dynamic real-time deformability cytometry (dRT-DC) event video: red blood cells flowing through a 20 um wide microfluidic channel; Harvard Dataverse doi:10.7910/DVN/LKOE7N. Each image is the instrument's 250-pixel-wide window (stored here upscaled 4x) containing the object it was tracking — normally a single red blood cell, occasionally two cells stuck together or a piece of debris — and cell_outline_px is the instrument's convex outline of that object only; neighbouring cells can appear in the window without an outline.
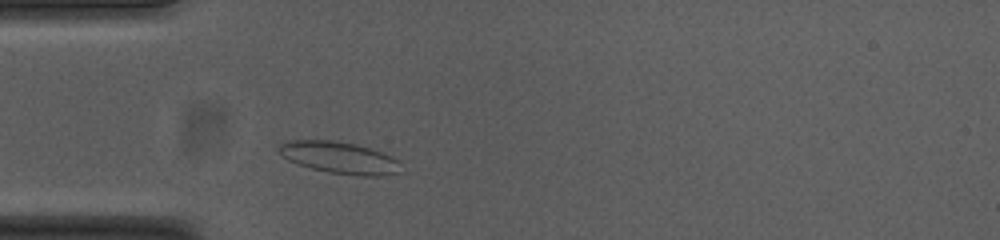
{"species": "common noctule bat (a hibernating species)", "species_latin": "Nyctalus noctula", "temperature_condition": "cold", "stored_images_in_passage": 34, "camera_frame_rate_fps": 3000, "um_per_image_px": 0.085, "animal": {"sex": "female", "body_mass_g": 23.0, "forearm_length_mm": 53.4}, "frame": {"image": 1, "passage_image": 5, "time_ms": 1.333, "image_size_px": [1000, 240], "cell_outline_px": [[400, 172], [384, 176], [356, 176], [328, 172], [312, 168], [288, 160], [276, 148], [284, 140], [332, 140], [356, 144], [392, 156], [400, 160]], "centroid_in_image_um": [28.87, 13.4], "position_along_channel_um": 56.1, "area_um2": 22.72}}
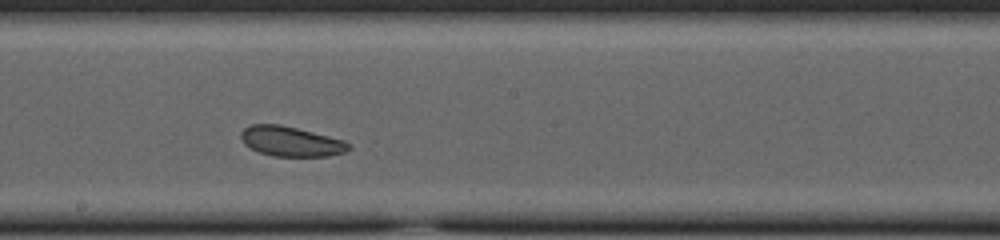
{"frame": {"image": 2, "passage_image": 19, "time_ms": 6.0, "image_size_px": [1000, 240], "cell_outline_px": [[352, 148], [344, 152], [328, 156], [272, 156], [260, 152], [244, 144], [240, 136], [240, 132], [244, 128], [252, 124], [280, 124], [344, 140]], "centroid_in_image_um": [24.71, 12.02], "position_along_channel_um": 223.5, "area_um2": 18.61}}
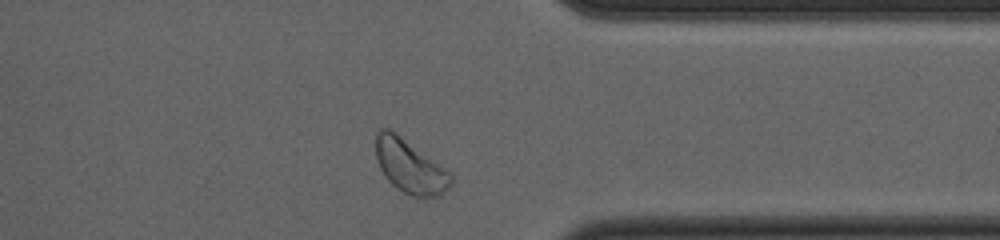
{"frame": {"image": 3, "passage_image": 32, "time_ms": 10.333, "image_size_px": [1000, 240], "cell_outline_px": [[452, 184], [444, 192], [436, 196], [424, 200], [412, 196], [396, 188], [388, 180], [380, 168], [376, 156], [376, 132], [384, 128], [392, 128], [452, 172]], "centroid_in_image_um": [34.88, 14.14], "position_along_channel_um": 376.5, "area_um2": 24.04}, "authors_computed_cell_mechanics": {"area_um2": 19.7098, "velocity_mm_per_s": 3.6904, "shape_relaxation_time_tau1_ms": 2.5645, "shape_relaxation_time_tau2_ms": 4.1896, "deformation_change_tau1": 0.043, "deformation_change_tau2": 0.0815}}